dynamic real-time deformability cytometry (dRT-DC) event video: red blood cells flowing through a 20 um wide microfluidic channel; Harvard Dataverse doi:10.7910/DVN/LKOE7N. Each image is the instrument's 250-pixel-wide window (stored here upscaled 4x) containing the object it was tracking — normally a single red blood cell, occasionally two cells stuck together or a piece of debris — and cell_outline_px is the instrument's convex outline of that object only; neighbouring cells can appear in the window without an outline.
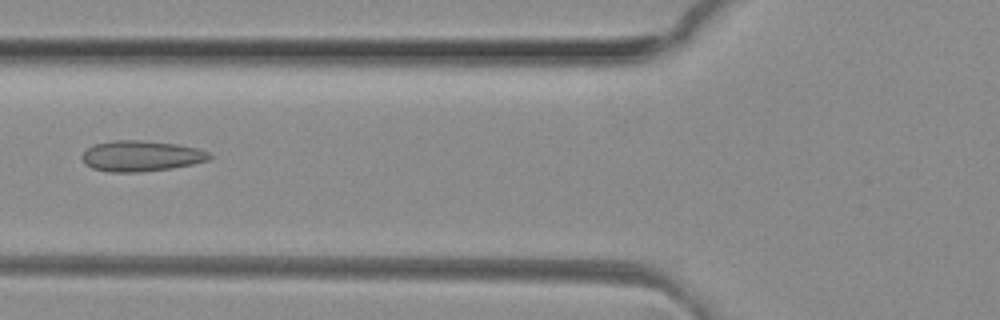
{"species": "common noctule bat (a hibernating species)", "species_latin": "Nyctalus noctula", "temperature_condition": "room temperature", "stored_images_in_passage": 35, "camera_frame_rate_fps": 3000, "um_per_image_px": 0.085, "animal": {"sex": "female", "body_mass_g": 29.2, "forearm_length_mm": 56.3}, "frame": {"image": 1, "passage_image": 5, "time_ms": 1.333, "image_size_px": [1000, 320], "cell_outline_px": [[212, 160], [172, 168], [140, 172], [108, 172], [92, 168], [84, 164], [80, 156], [92, 144], [112, 140], [144, 140], [176, 144], [196, 148], [208, 152], [212, 156]], "centroid_in_image_um": [11.97, 13.26], "position_along_channel_um": 113.8, "area_um2": 23.06}}
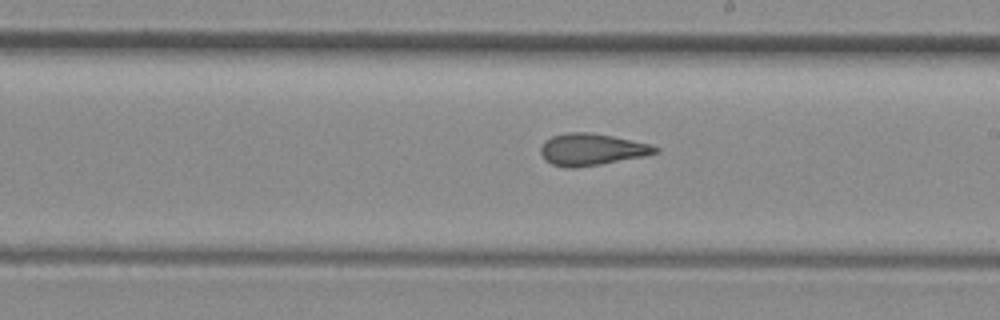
{"frame": {"image": 2, "passage_image": 14, "time_ms": 4.333, "image_size_px": [1000, 320], "cell_outline_px": [[660, 152], [644, 156], [600, 164], [576, 168], [568, 168], [552, 164], [544, 160], [540, 152], [540, 148], [544, 140], [552, 136], [568, 132], [588, 132], [612, 136], [652, 144], [660, 148]], "centroid_in_image_um": [50.29, 12.7], "position_along_channel_um": 238.7, "area_um2": 21.39}}
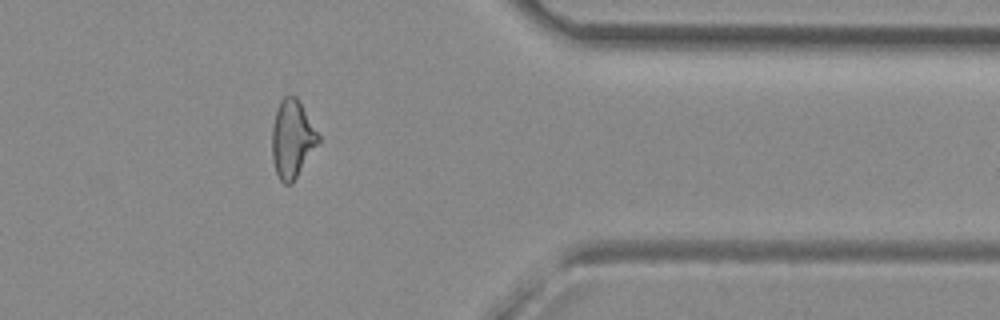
{"frame": {"image": 3, "passage_image": 26, "time_ms": 8.333, "image_size_px": [1000, 320], "cell_outline_px": [[320, 140], [292, 184], [284, 184], [280, 180], [276, 172], [272, 160], [272, 128], [276, 112], [280, 100], [284, 96], [296, 96], [320, 136]], "centroid_in_image_um": [24.82, 11.82], "position_along_channel_um": 386.6, "area_um2": 20.75}, "authors_computed_cell_mechanics": {"area_um2": 21.097, "velocity_mm_per_s": 4.157, "shape_relaxation_time_tau1_ms": null, "shape_relaxation_time_tau2_ms": 1.6033, "deformation_change_tau1": null, "deformation_change_tau2": 0.1138}}